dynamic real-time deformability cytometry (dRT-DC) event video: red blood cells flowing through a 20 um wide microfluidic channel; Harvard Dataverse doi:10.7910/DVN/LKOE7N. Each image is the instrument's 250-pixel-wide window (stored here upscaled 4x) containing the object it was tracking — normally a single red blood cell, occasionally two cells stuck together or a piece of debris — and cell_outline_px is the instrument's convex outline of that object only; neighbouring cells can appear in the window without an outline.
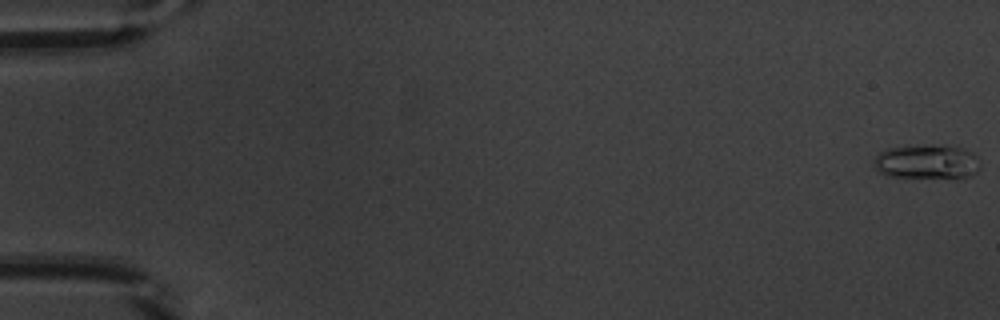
{"species": "common noctule bat (a hibernating species)", "species_latin": "Nyctalus noctula", "temperature_condition": "warm", "stored_images_in_passage": 53, "camera_frame_rate_fps": 3000, "um_per_image_px": 0.085, "animal": {"sex": "male", "body_mass_g": 20.1, "forearm_length_mm": 53.5}, "frame": {"image": 1, "passage_image": 1, "time_ms": 0.0, "image_size_px": [1000, 320], "cell_outline_px": [[980, 168], [972, 176], [964, 180], [948, 180], [884, 176], [872, 164], [872, 160], [880, 152], [888, 148], [964, 148], [972, 152], [980, 160]], "centroid_in_image_um": [78.84, 13.88], "position_along_channel_um": 6.2, "area_um2": 21.44}}
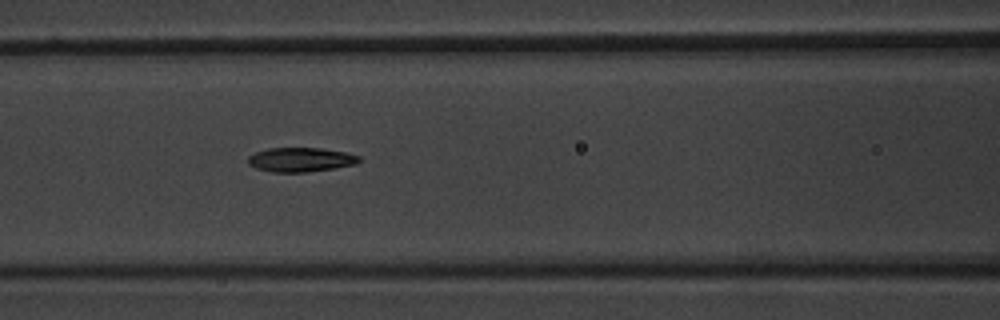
{"frame": {"image": 2, "passage_image": 24, "time_ms": 7.667, "image_size_px": [1000, 320], "cell_outline_px": [[360, 160], [356, 164], [336, 168], [308, 172], [272, 172], [256, 168], [248, 164], [248, 156], [256, 152], [268, 148], [320, 148], [344, 152], [360, 156]], "centroid_in_image_um": [25.55, 13.57], "position_along_channel_um": 141.0, "area_um2": 15.72}}
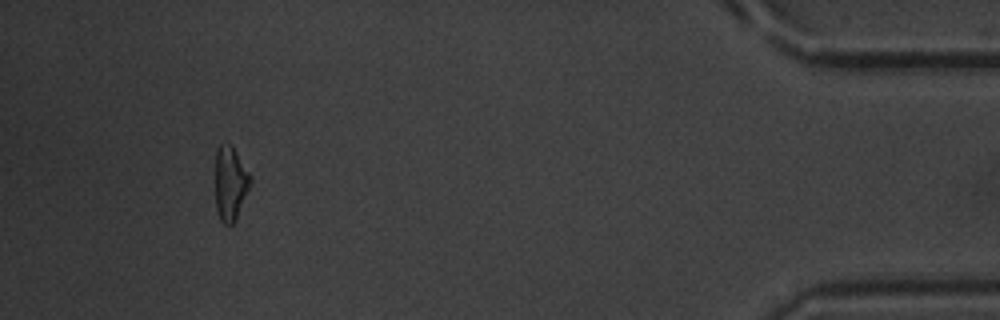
{"frame": {"image": 3, "passage_image": 50, "time_ms": 16.333, "image_size_px": [1000, 320], "cell_outline_px": [[252, 184], [236, 220], [232, 224], [224, 224], [220, 220], [216, 208], [216, 148], [220, 144], [232, 144], [252, 176]], "centroid_in_image_um": [19.61, 15.57], "position_along_channel_um": 415.6, "area_um2": 15.49}, "authors_computed_cell_mechanics": {"area_um2": 16.0106, "velocity_mm_per_s": 3.8848, "shape_relaxation_time_tau1_ms": 5.1219, "shape_relaxation_time_tau2_ms": 3.8417, "deformation_change_tau1": 0.1624, "deformation_change_tau2": 0.1291}}